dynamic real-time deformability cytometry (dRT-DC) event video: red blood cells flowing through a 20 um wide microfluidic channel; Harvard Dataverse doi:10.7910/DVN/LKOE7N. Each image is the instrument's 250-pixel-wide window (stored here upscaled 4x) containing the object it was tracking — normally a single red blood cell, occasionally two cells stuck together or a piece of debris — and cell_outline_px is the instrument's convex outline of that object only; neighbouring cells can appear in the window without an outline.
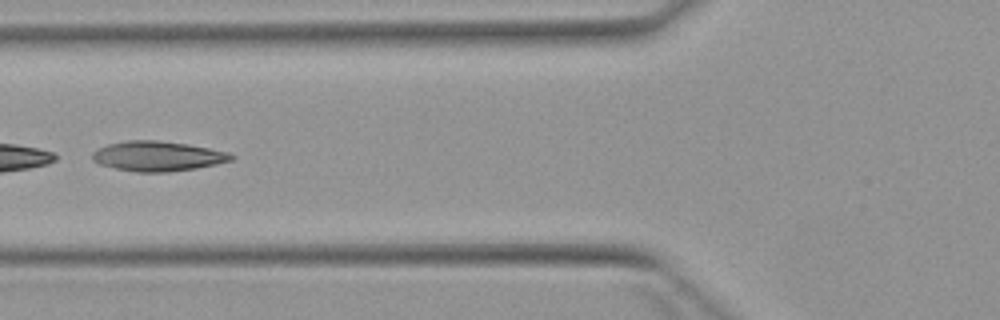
{"species": "Egyptian fruit bat (a non-hibernating species)", "species_latin": "Rousettus aegyptiacus", "temperature_condition": "warm", "stored_images_in_passage": 2, "camera_frame_rate_fps": 3000, "um_per_image_px": 0.085, "animal": {"sex": "female"}, "frame": {"image": 1, "passage_image": 2, "time_ms": 1.333, "image_size_px": [1000, 320], "cell_outline_px": [[236, 156], [232, 160], [216, 164], [196, 168], [168, 172], [136, 172], [116, 168], [100, 164], [92, 160], [92, 152], [108, 144], [128, 140], [156, 140], [188, 144], [228, 152]], "centroid_in_image_um": [13.41, 13.27], "position_along_channel_um": 112.4, "area_um2": 24.1}}